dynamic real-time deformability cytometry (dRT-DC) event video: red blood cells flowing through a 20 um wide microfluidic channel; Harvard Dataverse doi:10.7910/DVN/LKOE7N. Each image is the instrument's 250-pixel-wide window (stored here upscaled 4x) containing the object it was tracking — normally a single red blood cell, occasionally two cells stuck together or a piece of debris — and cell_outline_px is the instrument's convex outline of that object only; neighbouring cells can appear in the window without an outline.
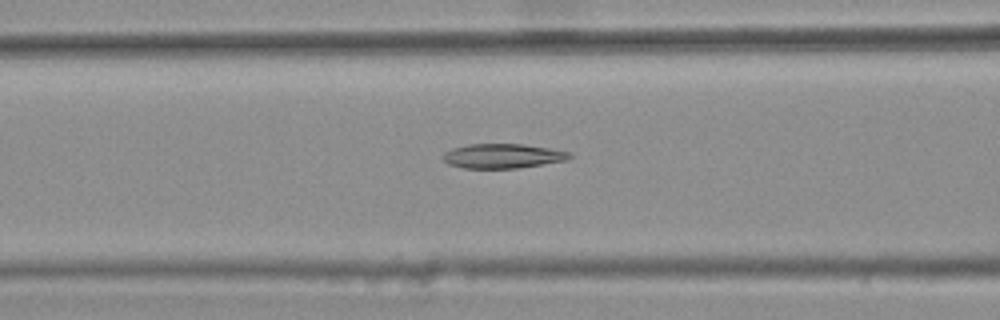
{"species": "common noctule bat (a hibernating species)", "species_latin": "Nyctalus noctula", "temperature_condition": "warm", "stored_images_in_passage": 41, "camera_frame_rate_fps": 3000, "um_per_image_px": 0.085, "animal": {"sex": "female", "body_mass_g": 25.1}, "frame": {"image": 1, "passage_image": 14, "time_ms": 4.333, "image_size_px": [1000, 320], "cell_outline_px": [[572, 156], [568, 160], [516, 168], [464, 168], [448, 164], [444, 160], [444, 152], [452, 148], [468, 144], [524, 144], [572, 152]], "centroid_in_image_um": [42.74, 13.25], "position_along_channel_um": 123.9, "area_um2": 18.03}}
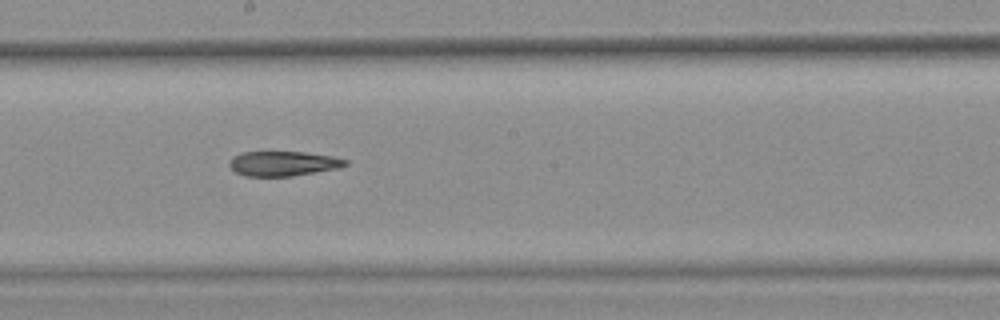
{"frame": {"image": 2, "passage_image": 22, "time_ms": 7.0, "image_size_px": [1000, 320], "cell_outline_px": [[348, 164], [340, 168], [292, 176], [244, 176], [236, 172], [228, 164], [232, 156], [244, 152], [304, 152], [332, 156], [348, 160]], "centroid_in_image_um": [24.08, 13.9], "position_along_channel_um": 224.1, "area_um2": 16.76}}
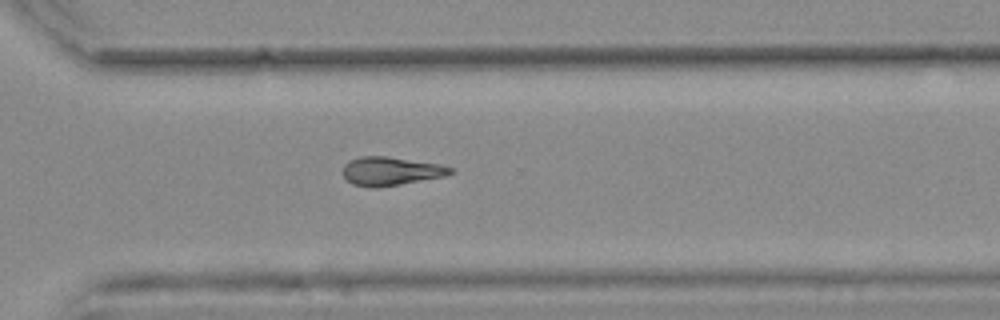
{"frame": {"image": 3, "passage_image": 31, "time_ms": 10.0, "image_size_px": [1000, 320], "cell_outline_px": [[452, 172], [444, 176], [400, 184], [376, 188], [372, 188], [352, 184], [344, 176], [344, 164], [348, 160], [360, 156], [388, 156], [440, 164], [452, 168]], "centroid_in_image_um": [33.18, 14.54], "position_along_channel_um": 337.4, "area_um2": 17.8}}